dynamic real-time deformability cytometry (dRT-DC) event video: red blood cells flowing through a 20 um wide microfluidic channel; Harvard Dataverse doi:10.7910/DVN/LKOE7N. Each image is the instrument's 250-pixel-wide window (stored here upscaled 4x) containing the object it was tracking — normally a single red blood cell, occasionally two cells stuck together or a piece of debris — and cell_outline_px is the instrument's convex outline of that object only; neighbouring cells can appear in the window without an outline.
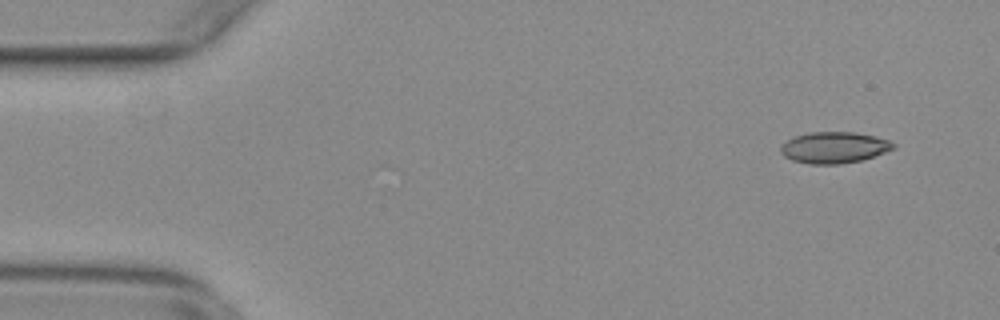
{"species": "common noctule bat (a hibernating species)", "species_latin": "Nyctalus noctula", "temperature_condition": "warm", "stored_images_in_passage": 54, "camera_frame_rate_fps": 3000, "um_per_image_px": 0.085, "animal": {"sex": "female", "body_mass_g": 29.2, "forearm_length_mm": 56.3}, "frame": {"image": 1, "passage_image": 4, "time_ms": 1.0, "image_size_px": [1000, 320], "cell_outline_px": [[896, 148], [860, 160], [840, 164], [812, 164], [792, 160], [784, 156], [780, 152], [780, 144], [796, 136], [808, 132], [852, 132], [876, 136], [888, 140], [896, 144]], "centroid_in_image_um": [70.88, 12.53], "position_along_channel_um": 14.1, "area_um2": 20.46}}
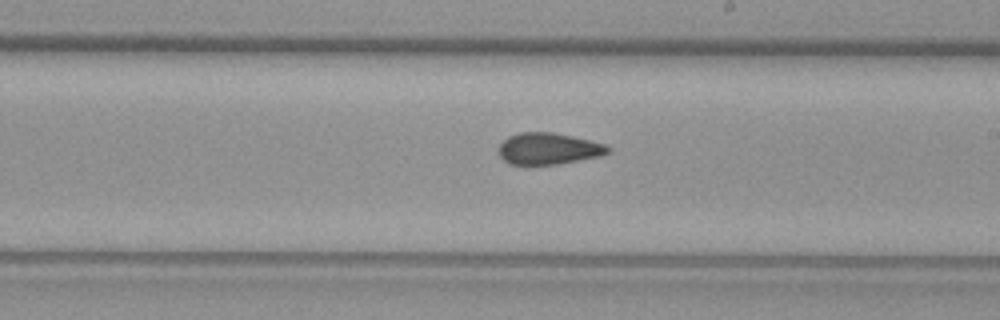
{"frame": {"image": 2, "passage_image": 31, "time_ms": 10.0, "image_size_px": [1000, 320], "cell_outline_px": [[612, 152], [600, 156], [556, 164], [508, 164], [496, 152], [496, 148], [508, 136], [520, 132], [552, 132], [572, 136], [604, 144], [612, 148]], "centroid_in_image_um": [46.59, 12.63], "position_along_channel_um": 242.4, "area_um2": 20.17}}
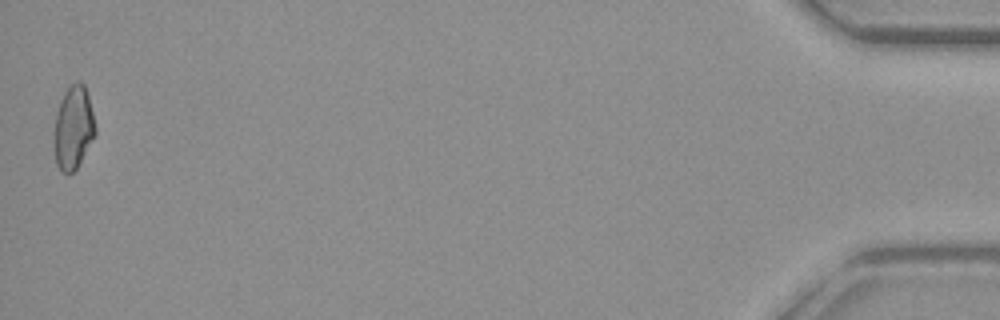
{"frame": {"image": 3, "passage_image": 54, "time_ms": 17.667, "image_size_px": [1000, 320], "cell_outline_px": [[96, 132], [76, 168], [72, 172], [64, 172], [56, 164], [52, 140], [56, 112], [60, 100], [64, 92], [76, 80], [80, 80], [84, 84], [88, 96], [96, 128]], "centroid_in_image_um": [6.19, 10.82], "position_along_channel_um": 429.0, "area_um2": 19.94}, "authors_computed_cell_mechanics": {"area_um2": 20.23, "velocity_mm_per_s": 3.7718, "shape_relaxation_time_tau1_ms": null, "shape_relaxation_time_tau2_ms": 2.5285, "deformation_change_tau1": null, "deformation_change_tau2": 0.0921}}